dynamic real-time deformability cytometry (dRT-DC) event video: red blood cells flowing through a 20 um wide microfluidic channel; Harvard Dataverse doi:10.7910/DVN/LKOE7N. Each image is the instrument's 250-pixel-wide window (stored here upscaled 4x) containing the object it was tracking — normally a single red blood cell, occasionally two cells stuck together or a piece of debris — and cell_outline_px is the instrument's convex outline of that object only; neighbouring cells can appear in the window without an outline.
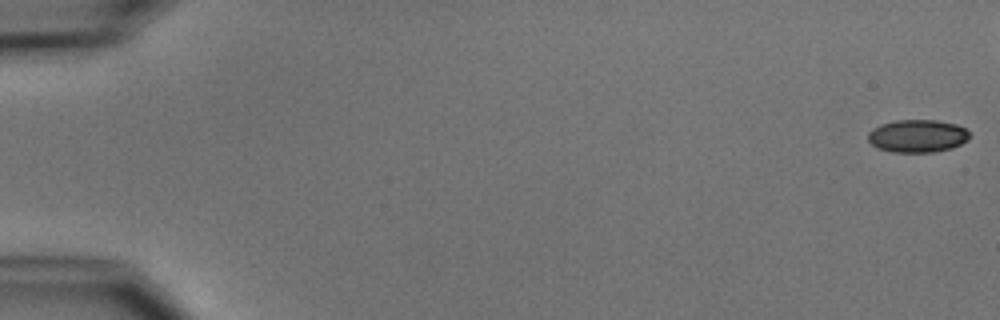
{"species": "common noctule bat (a hibernating species)", "species_latin": "Nyctalus noctula", "temperature_condition": "cold", "stored_images_in_passage": 49, "camera_frame_rate_fps": 3000, "um_per_image_px": 0.085, "animal": {"sex": "male", "body_mass_g": 15.6}, "frame": {"image": 1, "passage_image": 1, "time_ms": 0.0, "image_size_px": [1000, 320], "cell_outline_px": [[968, 140], [952, 148], [932, 152], [892, 152], [880, 148], [872, 144], [868, 140], [868, 132], [872, 128], [880, 124], [896, 120], [936, 120], [956, 124], [964, 128], [968, 132]], "centroid_in_image_um": [77.96, 11.55], "position_along_channel_um": 7.0, "area_um2": 19.31}}
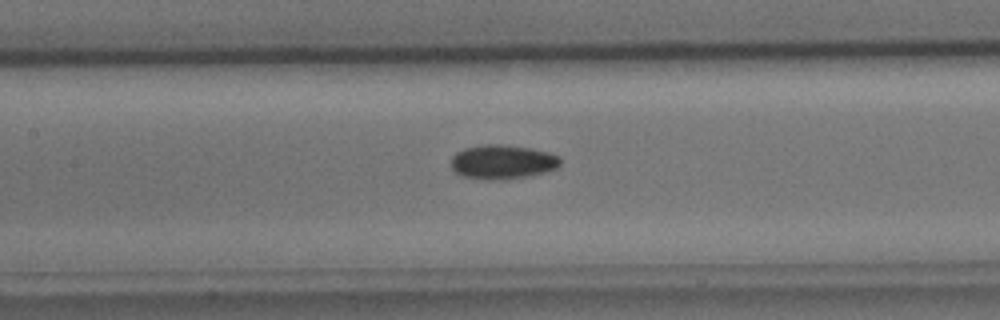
{"frame": {"image": 2, "passage_image": 26, "time_ms": 8.333, "image_size_px": [1000, 320], "cell_outline_px": [[560, 164], [556, 168], [544, 172], [528, 176], [500, 180], [484, 180], [460, 176], [452, 168], [452, 156], [456, 152], [464, 148], [484, 144], [500, 144], [532, 148], [548, 152], [560, 156]], "centroid_in_image_um": [42.7, 13.76], "position_along_channel_um": 164.7, "area_um2": 21.96}}
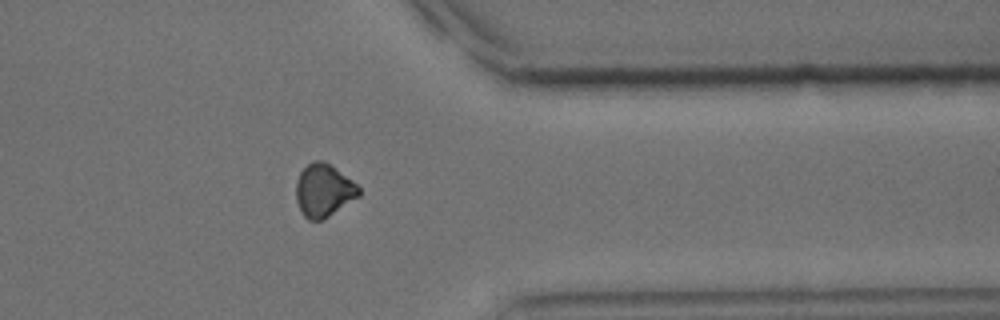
{"frame": {"image": 3, "passage_image": 44, "time_ms": 14.333, "image_size_px": [1000, 320], "cell_outline_px": [[360, 196], [324, 220], [308, 220], [300, 212], [296, 200], [296, 180], [300, 172], [312, 160], [324, 160], [332, 164], [352, 180], [360, 188]], "centroid_in_image_um": [27.51, 16.18], "position_along_channel_um": 383.9, "area_um2": 19.77}}